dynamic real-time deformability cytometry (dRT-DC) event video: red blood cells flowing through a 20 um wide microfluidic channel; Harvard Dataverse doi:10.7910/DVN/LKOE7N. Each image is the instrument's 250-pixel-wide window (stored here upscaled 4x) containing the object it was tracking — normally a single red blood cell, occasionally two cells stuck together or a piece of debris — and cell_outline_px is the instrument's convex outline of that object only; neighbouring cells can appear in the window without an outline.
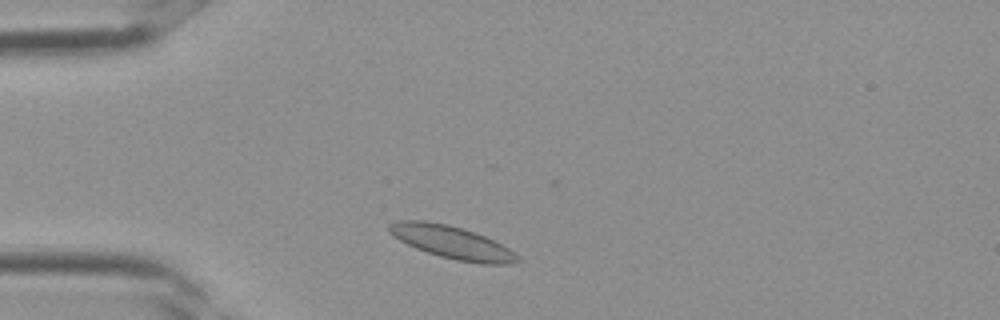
{"species": "Egyptian fruit bat (a non-hibernating species)", "species_latin": "Rousettus aegyptiacus", "temperature_condition": "room temperature", "stored_images_in_passage": 1, "camera_frame_rate_fps": 3000, "um_per_image_px": 0.085, "frame": {"image": 1, "passage_image": 1, "time_ms": 0.0, "image_size_px": [1000, 320], "cell_outline_px": [[524, 260], [512, 264], [484, 264], [456, 260], [440, 256], [416, 248], [392, 236], [388, 232], [388, 224], [396, 220], [424, 220], [448, 224], [476, 232], [516, 252]], "centroid_in_image_um": [38.43, 20.59], "position_along_channel_um": 46.6, "area_um2": 24.68}}